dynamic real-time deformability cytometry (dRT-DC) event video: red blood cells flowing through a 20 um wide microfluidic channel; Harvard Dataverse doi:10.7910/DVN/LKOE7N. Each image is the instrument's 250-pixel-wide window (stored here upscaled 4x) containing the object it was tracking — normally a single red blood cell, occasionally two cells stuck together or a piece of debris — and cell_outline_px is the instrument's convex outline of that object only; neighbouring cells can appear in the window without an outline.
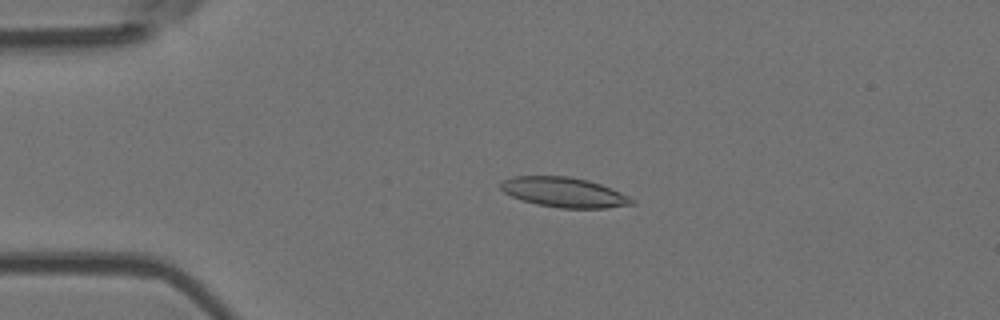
{"species": "Egyptian fruit bat (a non-hibernating species)", "species_latin": "Rousettus aegyptiacus", "temperature_condition": "room temperature", "stored_images_in_passage": 54, "camera_frame_rate_fps": 3000, "um_per_image_px": 0.085, "animal": {"sex": "female"}, "frame": {"image": 1, "passage_image": 12, "time_ms": 3.667, "image_size_px": [1000, 320], "cell_outline_px": [[636, 204], [608, 208], [560, 208], [536, 204], [512, 196], [504, 192], [500, 188], [500, 184], [504, 180], [512, 176], [568, 176], [588, 180], [612, 188], [636, 200]], "centroid_in_image_um": [47.98, 16.35], "position_along_channel_um": 37.0, "area_um2": 22.89}}
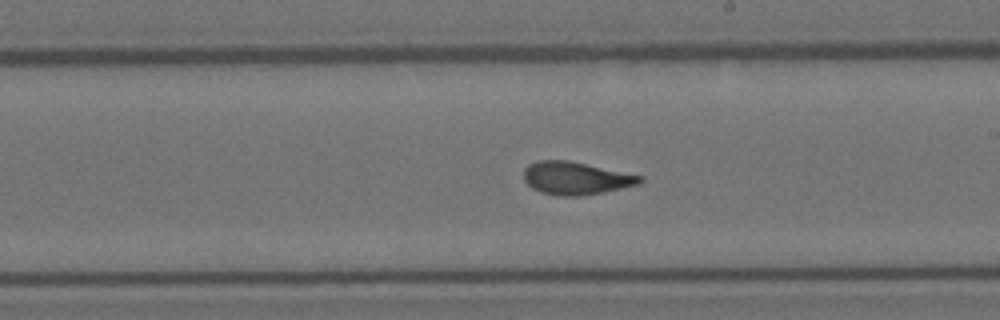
{"frame": {"image": 2, "passage_image": 31, "time_ms": 10.0, "image_size_px": [1000, 320], "cell_outline_px": [[644, 180], [640, 184], [604, 192], [576, 196], [560, 196], [540, 192], [532, 188], [524, 180], [524, 168], [528, 164], [536, 160], [568, 160], [644, 176]], "centroid_in_image_um": [48.95, 15.14], "position_along_channel_um": 240.1, "area_um2": 22.31}}
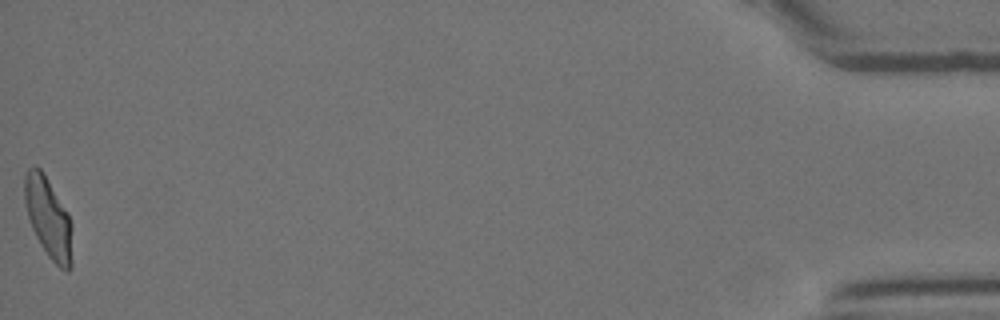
{"frame": {"image": 3, "passage_image": 54, "time_ms": 17.667, "image_size_px": [1000, 320], "cell_outline_px": [[72, 268], [68, 272], [60, 268], [48, 256], [36, 236], [32, 228], [28, 216], [24, 200], [24, 176], [28, 168], [36, 164], [40, 168], [68, 212], [72, 224]], "centroid_in_image_um": [4.13, 18.52], "position_along_channel_um": 431.1, "area_um2": 22.48}, "authors_computed_cell_mechanics": {"area_um2": 22.2241, "velocity_mm_per_s": 3.7665, "shape_relaxation_time_tau1_ms": 7.341, "shape_relaxation_time_tau2_ms": 1.7736, "deformation_change_tau1": 0.2076, "deformation_change_tau2": 0.0828}}